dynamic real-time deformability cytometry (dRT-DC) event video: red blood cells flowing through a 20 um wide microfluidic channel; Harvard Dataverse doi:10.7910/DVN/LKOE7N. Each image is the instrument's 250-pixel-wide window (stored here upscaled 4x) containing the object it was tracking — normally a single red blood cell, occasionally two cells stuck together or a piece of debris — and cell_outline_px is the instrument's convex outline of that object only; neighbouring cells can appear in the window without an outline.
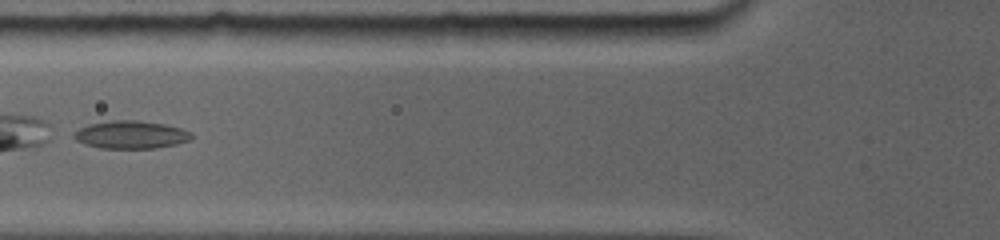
{"species": "common noctule bat (a hibernating species)", "species_latin": "Nyctalus noctula", "temperature_condition": "room temperature", "stored_images_in_passage": 3, "camera_frame_rate_fps": 5000, "um_per_image_px": 0.085, "animal": {"sex": "female", "body_mass_g": 19.0, "forearm_length_mm": 56.7}, "frame": {"image": 1, "passage_image": 3, "time_ms": 1.2, "image_size_px": [1000, 240], "cell_outline_px": [[192, 136], [188, 140], [172, 144], [152, 148], [104, 148], [88, 144], [76, 140], [72, 136], [80, 128], [92, 124], [116, 120], [136, 120], [164, 124], [180, 128], [188, 132]], "centroid_in_image_um": [11.1, 11.44], "position_along_channel_um": 114.7, "area_um2": 18.32}}